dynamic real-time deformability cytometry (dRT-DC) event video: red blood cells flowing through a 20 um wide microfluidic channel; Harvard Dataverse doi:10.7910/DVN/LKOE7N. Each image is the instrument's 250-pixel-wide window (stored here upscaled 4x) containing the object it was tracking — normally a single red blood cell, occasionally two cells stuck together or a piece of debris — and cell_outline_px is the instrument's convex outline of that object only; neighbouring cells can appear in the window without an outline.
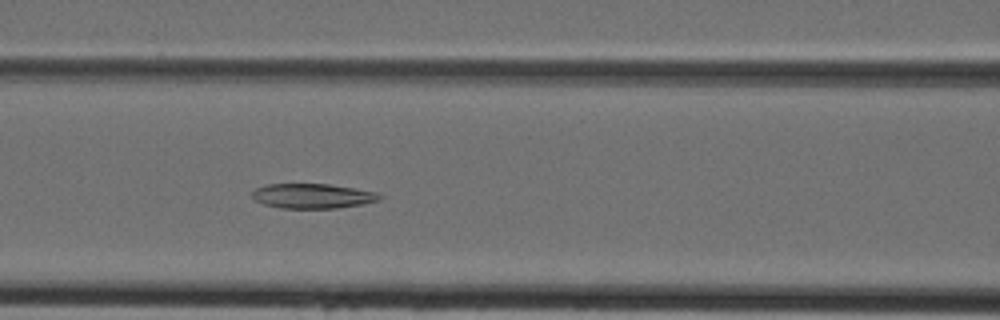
{"species": "Egyptian fruit bat (a non-hibernating species)", "species_latin": "Rousettus aegyptiacus", "temperature_condition": "cold", "stored_images_in_passage": 37, "camera_frame_rate_fps": 3000, "um_per_image_px": 0.085, "animal": {"sex": "female"}, "frame": {"image": 1, "passage_image": 11, "time_ms": 3.333, "image_size_px": [1000, 320], "cell_outline_px": [[384, 196], [380, 200], [364, 204], [336, 208], [280, 208], [264, 204], [256, 200], [252, 196], [252, 192], [256, 188], [268, 184], [328, 184], [376, 192]], "centroid_in_image_um": [26.59, 16.66], "position_along_channel_um": 140.0, "area_um2": 18.32}}
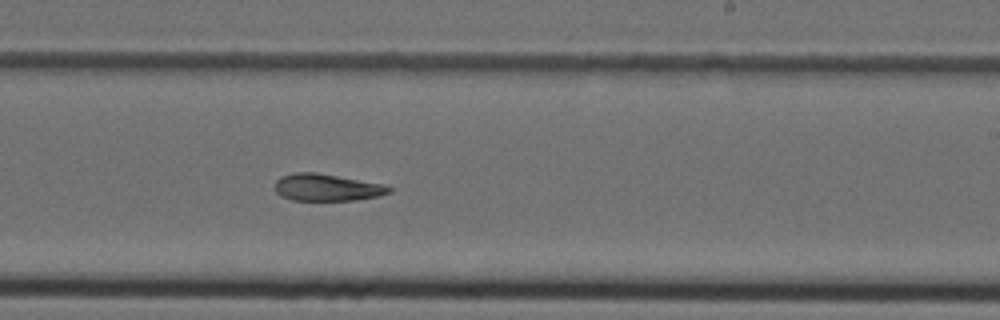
{"frame": {"image": 2, "passage_image": 19, "time_ms": 6.0, "image_size_px": [1000, 320], "cell_outline_px": [[392, 192], [380, 196], [356, 200], [292, 200], [280, 196], [276, 192], [276, 180], [280, 176], [292, 172], [316, 172], [384, 184], [392, 188]], "centroid_in_image_um": [27.79, 15.93], "position_along_channel_um": 261.2, "area_um2": 18.15}}
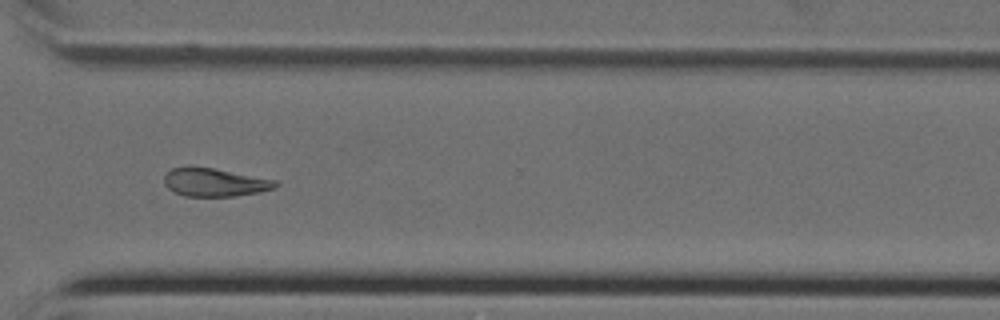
{"frame": {"image": 3, "passage_image": 25, "time_ms": 8.0, "image_size_px": [1000, 320], "cell_outline_px": [[280, 184], [272, 188], [260, 192], [236, 196], [184, 196], [172, 192], [164, 184], [164, 176], [172, 168], [188, 164], [212, 168], [276, 180]], "centroid_in_image_um": [18.18, 15.48], "position_along_channel_um": 352.4, "area_um2": 18.55}}